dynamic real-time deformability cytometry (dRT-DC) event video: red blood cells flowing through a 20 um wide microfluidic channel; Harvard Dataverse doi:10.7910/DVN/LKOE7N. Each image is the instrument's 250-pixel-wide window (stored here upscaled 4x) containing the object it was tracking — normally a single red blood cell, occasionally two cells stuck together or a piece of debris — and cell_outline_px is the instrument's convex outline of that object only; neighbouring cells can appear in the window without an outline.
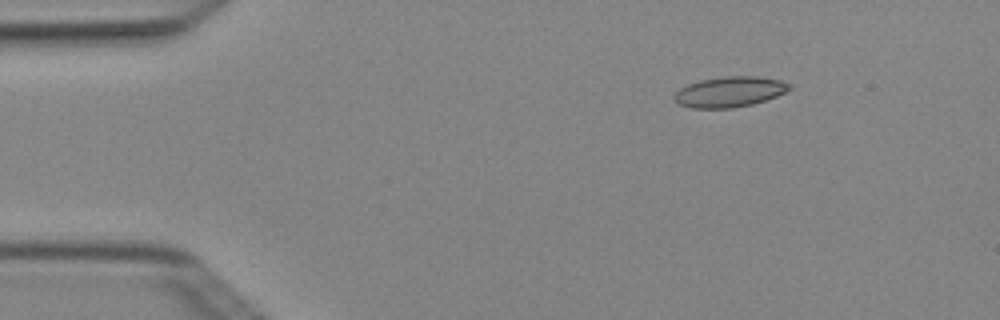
{"species": "Egyptian fruit bat (a non-hibernating species)", "species_latin": "Rousettus aegyptiacus", "temperature_condition": "cold", "stored_images_in_passage": 3, "camera_frame_rate_fps": 3000, "um_per_image_px": 0.085, "animal": {"sex": "female"}, "frame": {"image": 1, "passage_image": 1, "time_ms": 0.0, "image_size_px": [1000, 320], "cell_outline_px": [[792, 88], [776, 96], [752, 104], [732, 108], [692, 108], [676, 104], [672, 100], [672, 96], [680, 88], [688, 84], [700, 80], [724, 76], [756, 76], [780, 80], [788, 84]], "centroid_in_image_um": [61.94, 7.81], "position_along_channel_um": 23.1, "area_um2": 20.46}}
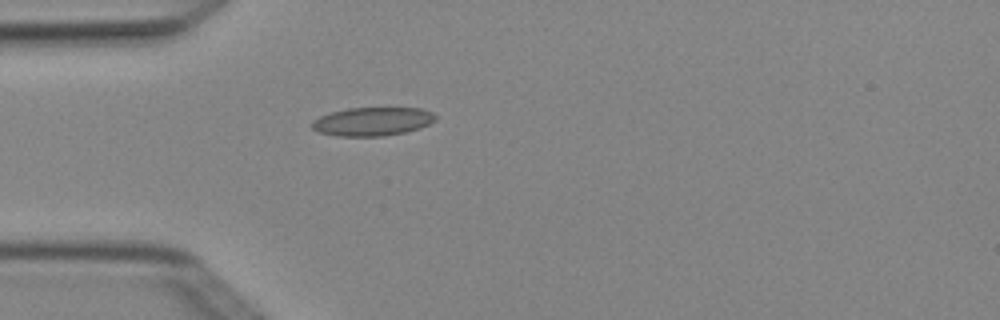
{"frame": {"image": 2, "passage_image": 3, "time_ms": 0.667, "image_size_px": [1000, 320], "cell_outline_px": [[436, 120], [420, 128], [404, 132], [384, 136], [336, 136], [320, 132], [312, 128], [312, 120], [320, 116], [332, 112], [348, 108], [420, 108], [432, 112], [436, 116]], "centroid_in_image_um": [31.66, 10.32], "position_along_channel_um": 53.3, "area_um2": 20.46}}